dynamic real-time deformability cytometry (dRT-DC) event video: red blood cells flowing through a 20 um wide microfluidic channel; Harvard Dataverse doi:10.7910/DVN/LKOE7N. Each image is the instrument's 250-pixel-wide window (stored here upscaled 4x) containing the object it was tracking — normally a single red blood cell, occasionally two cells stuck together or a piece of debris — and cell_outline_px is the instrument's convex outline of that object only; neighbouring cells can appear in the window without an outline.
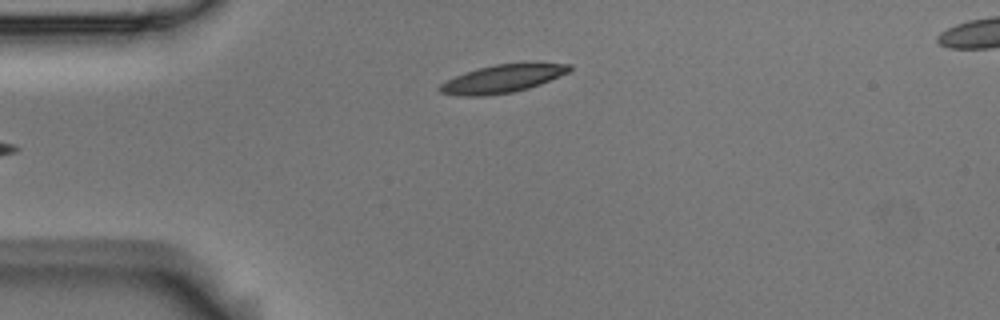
{"species": "Egyptian fruit bat (a non-hibernating species)", "species_latin": "Rousettus aegyptiacus", "temperature_condition": "room temperature", "stored_images_in_passage": 11, "camera_frame_rate_fps": 3000, "um_per_image_px": 0.085, "animal": {"sex": "male"}, "frame": {"image": 1, "passage_image": 4, "time_ms": 1.0, "image_size_px": [1000, 320], "cell_outline_px": [[572, 68], [568, 72], [540, 84], [528, 88], [512, 92], [484, 96], [460, 96], [440, 92], [436, 88], [444, 80], [464, 72], [476, 68], [496, 64], [572, 64]], "centroid_in_image_um": [42.6, 6.71], "position_along_channel_um": 42.4, "area_um2": 20.92}}
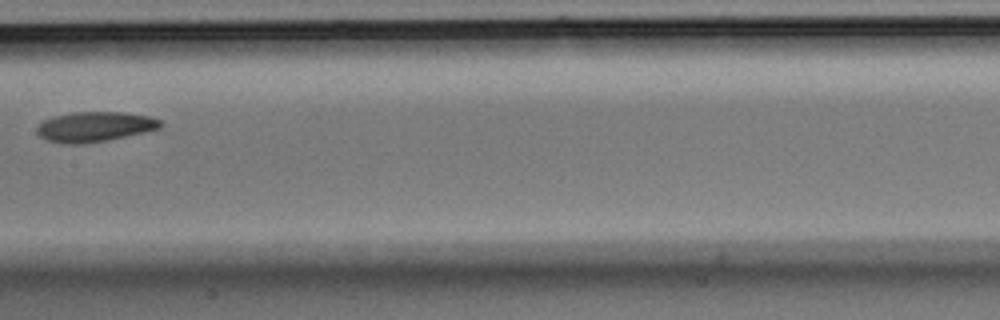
{"frame": {"image": 2, "passage_image": 8, "time_ms": 2.333, "image_size_px": [1000, 320], "cell_outline_px": [[164, 124], [160, 128], [144, 132], [84, 144], [68, 144], [48, 140], [40, 136], [36, 132], [36, 128], [44, 120], [52, 116], [72, 112], [124, 112], [148, 116], [160, 120]], "centroid_in_image_um": [8.04, 10.76], "position_along_channel_um": 199.4, "area_um2": 21.44}}
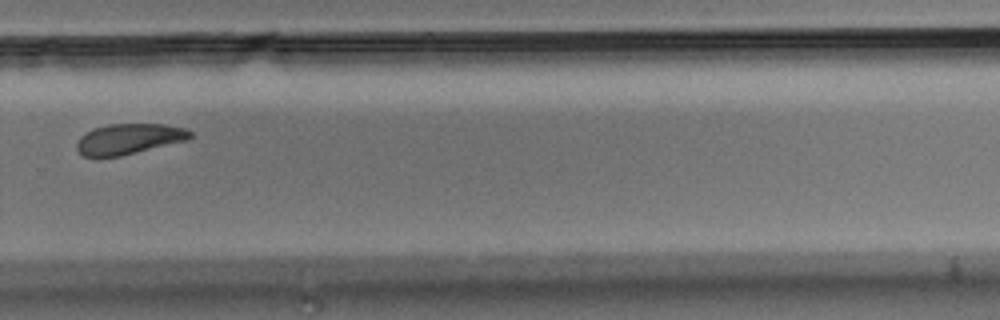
{"frame": {"image": 3, "passage_image": 11, "time_ms": 3.333, "image_size_px": [1000, 320], "cell_outline_px": [[192, 136], [188, 140], [120, 156], [84, 156], [76, 148], [76, 144], [80, 136], [96, 128], [108, 124], [164, 124], [188, 128], [192, 132]], "centroid_in_image_um": [11.01, 11.8], "position_along_channel_um": 318.8, "area_um2": 20.06}}